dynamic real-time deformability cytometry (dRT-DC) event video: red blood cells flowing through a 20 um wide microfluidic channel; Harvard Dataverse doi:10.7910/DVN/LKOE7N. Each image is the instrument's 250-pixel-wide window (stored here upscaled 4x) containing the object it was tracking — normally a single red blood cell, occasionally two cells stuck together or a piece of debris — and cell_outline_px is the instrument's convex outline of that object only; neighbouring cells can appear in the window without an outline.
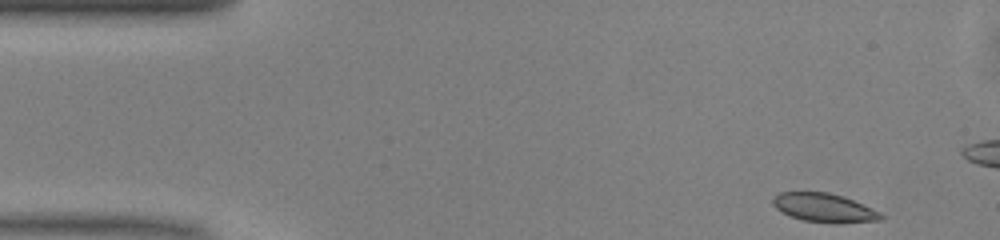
{"species": "common noctule bat (a hibernating species)", "species_latin": "Nyctalus noctula", "temperature_condition": "warm", "stored_images_in_passage": 9, "camera_frame_rate_fps": 3000, "um_per_image_px": 0.085, "animal": {"sex": "male", "body_mass_g": 13.0, "forearm_length_mm": 53.1}, "frame": {"image": 1, "passage_image": 1, "time_ms": 0.0, "image_size_px": [1000, 240], "cell_outline_px": [[884, 216], [880, 220], [836, 224], [832, 224], [804, 220], [780, 212], [772, 204], [772, 200], [780, 192], [828, 192], [844, 196], [872, 208], [880, 212]], "centroid_in_image_um": [70.07, 17.67], "position_along_channel_um": 14.9, "area_um2": 18.21}}